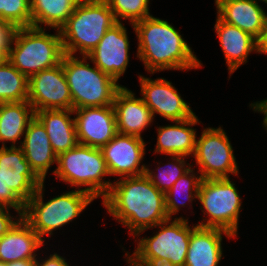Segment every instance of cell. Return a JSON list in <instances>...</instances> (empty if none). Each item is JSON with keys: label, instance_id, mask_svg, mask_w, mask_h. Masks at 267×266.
Masks as SVG:
<instances>
[{"label": "cell", "instance_id": "cell-15", "mask_svg": "<svg viewBox=\"0 0 267 266\" xmlns=\"http://www.w3.org/2000/svg\"><path fill=\"white\" fill-rule=\"evenodd\" d=\"M122 22L107 30L101 41L87 56L102 72L117 82L129 64V39Z\"/></svg>", "mask_w": 267, "mask_h": 266}, {"label": "cell", "instance_id": "cell-36", "mask_svg": "<svg viewBox=\"0 0 267 266\" xmlns=\"http://www.w3.org/2000/svg\"><path fill=\"white\" fill-rule=\"evenodd\" d=\"M258 53H263L267 55V27L263 34L262 39L259 41V51Z\"/></svg>", "mask_w": 267, "mask_h": 266}, {"label": "cell", "instance_id": "cell-33", "mask_svg": "<svg viewBox=\"0 0 267 266\" xmlns=\"http://www.w3.org/2000/svg\"><path fill=\"white\" fill-rule=\"evenodd\" d=\"M9 209L8 207L0 206V238L22 218V216L15 217V220L14 216L9 213Z\"/></svg>", "mask_w": 267, "mask_h": 266}, {"label": "cell", "instance_id": "cell-17", "mask_svg": "<svg viewBox=\"0 0 267 266\" xmlns=\"http://www.w3.org/2000/svg\"><path fill=\"white\" fill-rule=\"evenodd\" d=\"M217 17L247 32L258 42L267 27V13L256 0H215Z\"/></svg>", "mask_w": 267, "mask_h": 266}, {"label": "cell", "instance_id": "cell-25", "mask_svg": "<svg viewBox=\"0 0 267 266\" xmlns=\"http://www.w3.org/2000/svg\"><path fill=\"white\" fill-rule=\"evenodd\" d=\"M35 117V111L28 101L0 103V142L16 141L21 139L30 121Z\"/></svg>", "mask_w": 267, "mask_h": 266}, {"label": "cell", "instance_id": "cell-39", "mask_svg": "<svg viewBox=\"0 0 267 266\" xmlns=\"http://www.w3.org/2000/svg\"><path fill=\"white\" fill-rule=\"evenodd\" d=\"M0 266H8V263L0 261Z\"/></svg>", "mask_w": 267, "mask_h": 266}, {"label": "cell", "instance_id": "cell-10", "mask_svg": "<svg viewBox=\"0 0 267 266\" xmlns=\"http://www.w3.org/2000/svg\"><path fill=\"white\" fill-rule=\"evenodd\" d=\"M230 179H202L197 199L202 204L200 209L209 218H204L197 226L220 228L237 236L242 203L239 191Z\"/></svg>", "mask_w": 267, "mask_h": 266}, {"label": "cell", "instance_id": "cell-18", "mask_svg": "<svg viewBox=\"0 0 267 266\" xmlns=\"http://www.w3.org/2000/svg\"><path fill=\"white\" fill-rule=\"evenodd\" d=\"M134 95L124 86L115 95L113 107L117 132L141 137L142 130L151 125L154 119L151 110L142 98H136Z\"/></svg>", "mask_w": 267, "mask_h": 266}, {"label": "cell", "instance_id": "cell-37", "mask_svg": "<svg viewBox=\"0 0 267 266\" xmlns=\"http://www.w3.org/2000/svg\"><path fill=\"white\" fill-rule=\"evenodd\" d=\"M35 264V260H21L8 263V266H33Z\"/></svg>", "mask_w": 267, "mask_h": 266}, {"label": "cell", "instance_id": "cell-27", "mask_svg": "<svg viewBox=\"0 0 267 266\" xmlns=\"http://www.w3.org/2000/svg\"><path fill=\"white\" fill-rule=\"evenodd\" d=\"M28 100V78L7 59L0 64V103Z\"/></svg>", "mask_w": 267, "mask_h": 266}, {"label": "cell", "instance_id": "cell-2", "mask_svg": "<svg viewBox=\"0 0 267 266\" xmlns=\"http://www.w3.org/2000/svg\"><path fill=\"white\" fill-rule=\"evenodd\" d=\"M138 38L137 58L151 74L202 67L187 42L166 20L151 16L132 24Z\"/></svg>", "mask_w": 267, "mask_h": 266}, {"label": "cell", "instance_id": "cell-23", "mask_svg": "<svg viewBox=\"0 0 267 266\" xmlns=\"http://www.w3.org/2000/svg\"><path fill=\"white\" fill-rule=\"evenodd\" d=\"M199 122L197 116L194 115L186 120L173 121L176 124L158 127L157 144L154 152L169 156H193L197 135L191 126Z\"/></svg>", "mask_w": 267, "mask_h": 266}, {"label": "cell", "instance_id": "cell-24", "mask_svg": "<svg viewBox=\"0 0 267 266\" xmlns=\"http://www.w3.org/2000/svg\"><path fill=\"white\" fill-rule=\"evenodd\" d=\"M73 110H39L35 116L45 126L51 146L58 156L78 144Z\"/></svg>", "mask_w": 267, "mask_h": 266}, {"label": "cell", "instance_id": "cell-19", "mask_svg": "<svg viewBox=\"0 0 267 266\" xmlns=\"http://www.w3.org/2000/svg\"><path fill=\"white\" fill-rule=\"evenodd\" d=\"M20 143L30 168L45 181L49 168L57 162V155L51 146L45 126L36 116L30 121Z\"/></svg>", "mask_w": 267, "mask_h": 266}, {"label": "cell", "instance_id": "cell-11", "mask_svg": "<svg viewBox=\"0 0 267 266\" xmlns=\"http://www.w3.org/2000/svg\"><path fill=\"white\" fill-rule=\"evenodd\" d=\"M193 156L202 179L229 178V174L239 173L232 145L221 127L203 129L200 138L196 137Z\"/></svg>", "mask_w": 267, "mask_h": 266}, {"label": "cell", "instance_id": "cell-32", "mask_svg": "<svg viewBox=\"0 0 267 266\" xmlns=\"http://www.w3.org/2000/svg\"><path fill=\"white\" fill-rule=\"evenodd\" d=\"M19 27L11 22L0 20V54L6 59L10 54Z\"/></svg>", "mask_w": 267, "mask_h": 266}, {"label": "cell", "instance_id": "cell-9", "mask_svg": "<svg viewBox=\"0 0 267 266\" xmlns=\"http://www.w3.org/2000/svg\"><path fill=\"white\" fill-rule=\"evenodd\" d=\"M42 180L30 168L20 146L0 147V206L14 208L19 216Z\"/></svg>", "mask_w": 267, "mask_h": 266}, {"label": "cell", "instance_id": "cell-12", "mask_svg": "<svg viewBox=\"0 0 267 266\" xmlns=\"http://www.w3.org/2000/svg\"><path fill=\"white\" fill-rule=\"evenodd\" d=\"M34 111L73 110L62 63L28 78V100Z\"/></svg>", "mask_w": 267, "mask_h": 266}, {"label": "cell", "instance_id": "cell-38", "mask_svg": "<svg viewBox=\"0 0 267 266\" xmlns=\"http://www.w3.org/2000/svg\"><path fill=\"white\" fill-rule=\"evenodd\" d=\"M5 57L3 55L0 54V64H2L5 61Z\"/></svg>", "mask_w": 267, "mask_h": 266}, {"label": "cell", "instance_id": "cell-5", "mask_svg": "<svg viewBox=\"0 0 267 266\" xmlns=\"http://www.w3.org/2000/svg\"><path fill=\"white\" fill-rule=\"evenodd\" d=\"M44 181L25 203L22 218L44 241L43 236L69 224L95 199L83 189L68 191L43 202Z\"/></svg>", "mask_w": 267, "mask_h": 266}, {"label": "cell", "instance_id": "cell-6", "mask_svg": "<svg viewBox=\"0 0 267 266\" xmlns=\"http://www.w3.org/2000/svg\"><path fill=\"white\" fill-rule=\"evenodd\" d=\"M74 55L64 54L63 71L70 88L74 109L113 105L116 93L123 87L97 66L87 63Z\"/></svg>", "mask_w": 267, "mask_h": 266}, {"label": "cell", "instance_id": "cell-30", "mask_svg": "<svg viewBox=\"0 0 267 266\" xmlns=\"http://www.w3.org/2000/svg\"><path fill=\"white\" fill-rule=\"evenodd\" d=\"M110 10L113 12L117 22H121L119 18L129 19V22L134 24L137 21L143 20L150 15L149 1L150 0H105ZM119 17V18H118Z\"/></svg>", "mask_w": 267, "mask_h": 266}, {"label": "cell", "instance_id": "cell-20", "mask_svg": "<svg viewBox=\"0 0 267 266\" xmlns=\"http://www.w3.org/2000/svg\"><path fill=\"white\" fill-rule=\"evenodd\" d=\"M223 235L233 238L231 233L220 229L197 226L191 231L184 266H219L222 259Z\"/></svg>", "mask_w": 267, "mask_h": 266}, {"label": "cell", "instance_id": "cell-8", "mask_svg": "<svg viewBox=\"0 0 267 266\" xmlns=\"http://www.w3.org/2000/svg\"><path fill=\"white\" fill-rule=\"evenodd\" d=\"M48 34L44 28L21 27L7 60L27 78L61 64L64 56L59 30Z\"/></svg>", "mask_w": 267, "mask_h": 266}, {"label": "cell", "instance_id": "cell-22", "mask_svg": "<svg viewBox=\"0 0 267 266\" xmlns=\"http://www.w3.org/2000/svg\"><path fill=\"white\" fill-rule=\"evenodd\" d=\"M43 245L44 241L21 218L0 238V261L11 263L21 260H36V251Z\"/></svg>", "mask_w": 267, "mask_h": 266}, {"label": "cell", "instance_id": "cell-1", "mask_svg": "<svg viewBox=\"0 0 267 266\" xmlns=\"http://www.w3.org/2000/svg\"><path fill=\"white\" fill-rule=\"evenodd\" d=\"M120 179V180H119ZM103 198L108 213L139 236L168 218L165 193L158 190L145 175L119 178Z\"/></svg>", "mask_w": 267, "mask_h": 266}, {"label": "cell", "instance_id": "cell-7", "mask_svg": "<svg viewBox=\"0 0 267 266\" xmlns=\"http://www.w3.org/2000/svg\"><path fill=\"white\" fill-rule=\"evenodd\" d=\"M57 167L53 171L56 178L90 193L95 199L106 196L111 188V181L102 180L110 175L100 148L77 144L73 149L57 156ZM88 186V187H86Z\"/></svg>", "mask_w": 267, "mask_h": 266}, {"label": "cell", "instance_id": "cell-35", "mask_svg": "<svg viewBox=\"0 0 267 266\" xmlns=\"http://www.w3.org/2000/svg\"><path fill=\"white\" fill-rule=\"evenodd\" d=\"M251 108L254 109V111L256 112H261L262 114H264V119H263V125L265 127V129L267 130V99L262 100V101H258V102H254L251 103Z\"/></svg>", "mask_w": 267, "mask_h": 266}, {"label": "cell", "instance_id": "cell-28", "mask_svg": "<svg viewBox=\"0 0 267 266\" xmlns=\"http://www.w3.org/2000/svg\"><path fill=\"white\" fill-rule=\"evenodd\" d=\"M189 175V176H188ZM196 173L191 168L187 173L181 176L165 193V207L168 218H171L172 215L179 212V208L182 206L185 207L186 202L180 200L181 193L184 194V198L188 199V202H191L196 198H198L199 186L202 181L201 175L196 177ZM178 196V199L176 198ZM181 205V206H180Z\"/></svg>", "mask_w": 267, "mask_h": 266}, {"label": "cell", "instance_id": "cell-34", "mask_svg": "<svg viewBox=\"0 0 267 266\" xmlns=\"http://www.w3.org/2000/svg\"><path fill=\"white\" fill-rule=\"evenodd\" d=\"M41 261L39 262V260L36 258L35 266H69V264L66 262V259L57 253L50 254L49 258Z\"/></svg>", "mask_w": 267, "mask_h": 266}, {"label": "cell", "instance_id": "cell-21", "mask_svg": "<svg viewBox=\"0 0 267 266\" xmlns=\"http://www.w3.org/2000/svg\"><path fill=\"white\" fill-rule=\"evenodd\" d=\"M228 65L229 75L240 65L247 63L249 53L259 51V42L238 27L221 21L218 17L214 26Z\"/></svg>", "mask_w": 267, "mask_h": 266}, {"label": "cell", "instance_id": "cell-3", "mask_svg": "<svg viewBox=\"0 0 267 266\" xmlns=\"http://www.w3.org/2000/svg\"><path fill=\"white\" fill-rule=\"evenodd\" d=\"M171 219L156 225L160 229L154 236L141 238L131 256L126 253L130 266L185 265L190 234L196 226L191 228L183 217Z\"/></svg>", "mask_w": 267, "mask_h": 266}, {"label": "cell", "instance_id": "cell-31", "mask_svg": "<svg viewBox=\"0 0 267 266\" xmlns=\"http://www.w3.org/2000/svg\"><path fill=\"white\" fill-rule=\"evenodd\" d=\"M0 20L14 23L19 28L31 27L30 0H0Z\"/></svg>", "mask_w": 267, "mask_h": 266}, {"label": "cell", "instance_id": "cell-13", "mask_svg": "<svg viewBox=\"0 0 267 266\" xmlns=\"http://www.w3.org/2000/svg\"><path fill=\"white\" fill-rule=\"evenodd\" d=\"M142 100L155 113L173 122L189 119L195 115L172 83L164 78L152 80L139 75Z\"/></svg>", "mask_w": 267, "mask_h": 266}, {"label": "cell", "instance_id": "cell-4", "mask_svg": "<svg viewBox=\"0 0 267 266\" xmlns=\"http://www.w3.org/2000/svg\"><path fill=\"white\" fill-rule=\"evenodd\" d=\"M116 23L105 0H81L59 30L64 53L88 56Z\"/></svg>", "mask_w": 267, "mask_h": 266}, {"label": "cell", "instance_id": "cell-16", "mask_svg": "<svg viewBox=\"0 0 267 266\" xmlns=\"http://www.w3.org/2000/svg\"><path fill=\"white\" fill-rule=\"evenodd\" d=\"M78 143L102 148L117 132L113 105L74 109Z\"/></svg>", "mask_w": 267, "mask_h": 266}, {"label": "cell", "instance_id": "cell-40", "mask_svg": "<svg viewBox=\"0 0 267 266\" xmlns=\"http://www.w3.org/2000/svg\"><path fill=\"white\" fill-rule=\"evenodd\" d=\"M256 1H257V0H256ZM258 1H260V2L262 1V2H265V3L267 4V0H258Z\"/></svg>", "mask_w": 267, "mask_h": 266}, {"label": "cell", "instance_id": "cell-29", "mask_svg": "<svg viewBox=\"0 0 267 266\" xmlns=\"http://www.w3.org/2000/svg\"><path fill=\"white\" fill-rule=\"evenodd\" d=\"M184 158V156H172V164L169 162L166 168L165 165L164 168L157 167L156 171H159L157 174L146 167L145 175L158 190L166 193L181 176L191 169L192 165L189 163L186 165Z\"/></svg>", "mask_w": 267, "mask_h": 266}, {"label": "cell", "instance_id": "cell-14", "mask_svg": "<svg viewBox=\"0 0 267 266\" xmlns=\"http://www.w3.org/2000/svg\"><path fill=\"white\" fill-rule=\"evenodd\" d=\"M145 146L142 137L117 133L101 148L110 175L121 178L145 174L147 166L143 164L140 167Z\"/></svg>", "mask_w": 267, "mask_h": 266}, {"label": "cell", "instance_id": "cell-26", "mask_svg": "<svg viewBox=\"0 0 267 266\" xmlns=\"http://www.w3.org/2000/svg\"><path fill=\"white\" fill-rule=\"evenodd\" d=\"M81 0H30L32 27L60 30Z\"/></svg>", "mask_w": 267, "mask_h": 266}]
</instances>
